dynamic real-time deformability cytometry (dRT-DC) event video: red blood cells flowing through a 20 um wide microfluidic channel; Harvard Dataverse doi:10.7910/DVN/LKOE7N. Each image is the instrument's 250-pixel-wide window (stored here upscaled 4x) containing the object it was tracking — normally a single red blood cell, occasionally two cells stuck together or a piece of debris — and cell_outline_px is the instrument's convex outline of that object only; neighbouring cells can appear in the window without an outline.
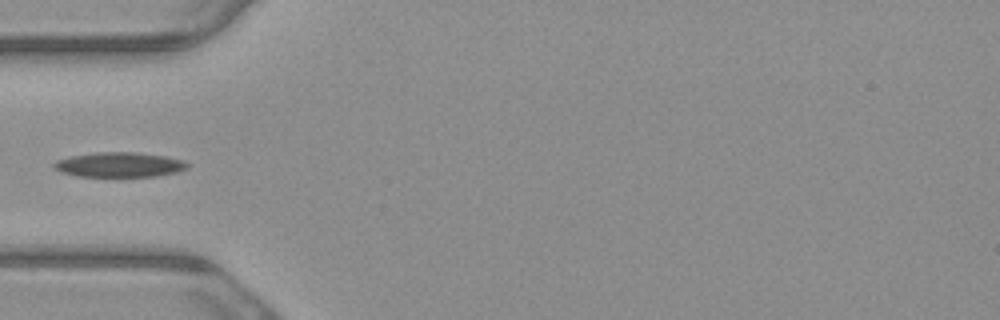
{"species": "common noctule bat (a hibernating species)", "species_latin": "Nyctalus noctula", "temperature_condition": "warm", "stored_images_in_passage": 4, "camera_frame_rate_fps": 3000, "um_per_image_px": 0.085, "animal": {"sex": "male", "body_mass_g": 23.1, "forearm_length_mm": 52.7}, "frame": {"image": 1, "passage_image": 4, "time_ms": 1.0, "image_size_px": [1000, 320], "cell_outline_px": [[188, 168], [176, 172], [156, 176], [76, 176], [60, 172], [52, 168], [52, 164], [56, 160], [72, 156], [96, 152], [136, 152], [164, 156], [184, 160], [188, 164]], "centroid_in_image_um": [10.11, 14.0], "position_along_channel_um": 74.9, "area_um2": 19.31}}